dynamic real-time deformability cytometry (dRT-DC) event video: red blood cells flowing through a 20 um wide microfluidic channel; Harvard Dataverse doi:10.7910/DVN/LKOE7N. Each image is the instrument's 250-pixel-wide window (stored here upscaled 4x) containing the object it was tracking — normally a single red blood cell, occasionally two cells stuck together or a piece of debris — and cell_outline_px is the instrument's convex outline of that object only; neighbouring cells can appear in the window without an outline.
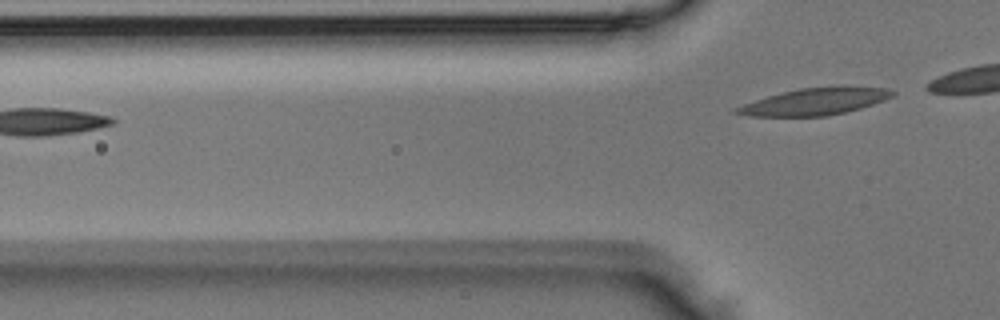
{"species": "Egyptian fruit bat (a non-hibernating species)", "species_latin": "Rousettus aegyptiacus", "temperature_condition": "room temperature", "stored_images_in_passage": 3, "camera_frame_rate_fps": 3000, "um_per_image_px": 0.085, "animal": {"sex": "male"}, "frame": {"image": 1, "passage_image": 3, "time_ms": 0.667, "image_size_px": [1000, 320], "cell_outline_px": [[896, 92], [892, 96], [884, 100], [860, 108], [828, 116], [752, 116], [732, 112], [736, 108], [744, 104], [768, 96], [800, 88], [888, 88]], "centroid_in_image_um": [69.24, 8.66], "position_along_channel_um": 56.6, "area_um2": 23.41}}